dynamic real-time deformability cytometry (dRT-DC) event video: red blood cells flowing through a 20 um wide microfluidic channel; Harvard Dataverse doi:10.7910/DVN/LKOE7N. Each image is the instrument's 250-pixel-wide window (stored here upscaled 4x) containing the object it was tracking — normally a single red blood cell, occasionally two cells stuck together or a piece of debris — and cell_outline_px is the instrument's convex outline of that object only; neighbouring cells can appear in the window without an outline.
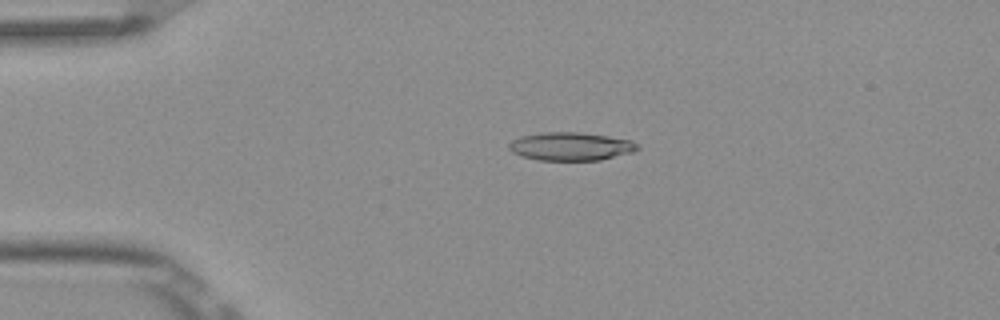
{"species": "Egyptian fruit bat (a non-hibernating species)", "species_latin": "Rousettus aegyptiacus", "temperature_condition": "room temperature", "stored_images_in_passage": 5, "camera_frame_rate_fps": 3000, "um_per_image_px": 0.085, "frame": {"image": 1, "passage_image": 4, "time_ms": 1.0, "image_size_px": [1000, 320], "cell_outline_px": [[640, 148], [632, 152], [600, 160], [536, 160], [520, 156], [512, 152], [508, 148], [508, 144], [512, 140], [520, 136], [544, 132], [576, 132], [608, 136], [632, 140]], "centroid_in_image_um": [48.48, 12.44], "position_along_channel_um": 36.5, "area_um2": 21.15}}